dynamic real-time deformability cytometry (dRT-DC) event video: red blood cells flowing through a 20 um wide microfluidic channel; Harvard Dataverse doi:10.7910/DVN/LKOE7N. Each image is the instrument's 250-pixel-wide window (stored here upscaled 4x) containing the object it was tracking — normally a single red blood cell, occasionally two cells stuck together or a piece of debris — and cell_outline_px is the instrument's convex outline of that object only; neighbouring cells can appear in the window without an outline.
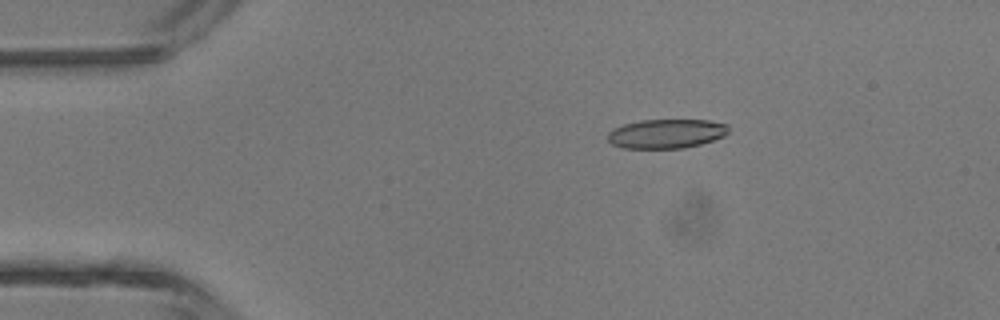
{"species": "common noctule bat (a hibernating species)", "species_latin": "Nyctalus noctula", "temperature_condition": "room temperature", "stored_images_in_passage": 42, "camera_frame_rate_fps": 3000, "um_per_image_px": 0.085, "animal": {"sex": "male", "body_mass_g": 13.3}, "frame": {"image": 1, "passage_image": 5, "time_ms": 1.333, "image_size_px": [1000, 320], "cell_outline_px": [[728, 132], [724, 136], [700, 144], [684, 148], [624, 148], [612, 144], [608, 140], [608, 132], [612, 128], [624, 124], [640, 120], [708, 120], [728, 124]], "centroid_in_image_um": [56.62, 11.36], "position_along_channel_um": 28.4, "area_um2": 20.58}}
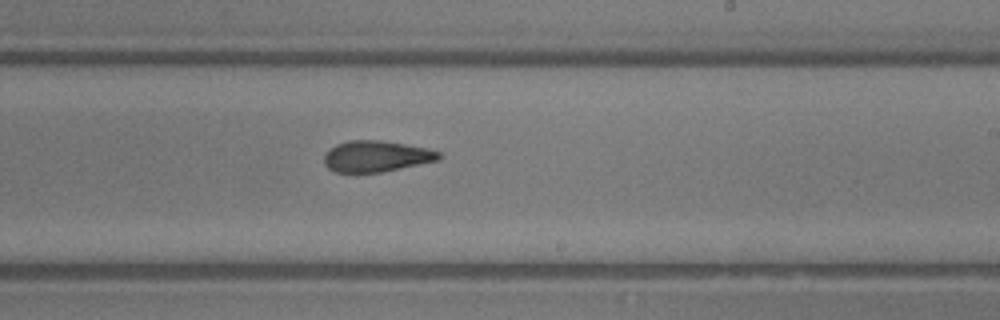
{"frame": {"image": 2, "passage_image": 24, "time_ms": 7.667, "image_size_px": [1000, 320], "cell_outline_px": [[440, 160], [380, 172], [336, 172], [328, 168], [324, 164], [324, 156], [336, 144], [348, 140], [380, 140], [428, 148], [440, 152]], "centroid_in_image_um": [31.99, 13.28], "position_along_channel_um": 257.0, "area_um2": 20.63}}
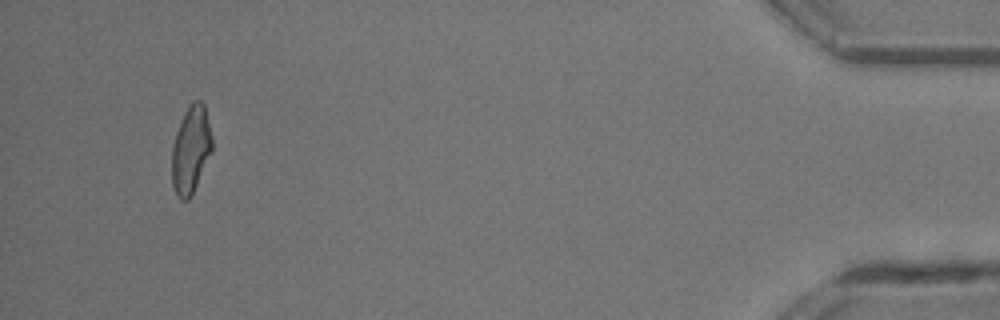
{"frame": {"image": 3, "passage_image": 40, "time_ms": 13.0, "image_size_px": [1000, 320], "cell_outline_px": [[212, 152], [188, 200], [180, 200], [176, 196], [172, 184], [172, 148], [176, 132], [184, 112], [188, 104], [192, 100], [200, 100], [204, 104], [212, 136]], "centroid_in_image_um": [16.21, 12.69], "position_along_channel_um": 419.0, "area_um2": 20.46}, "authors_computed_cell_mechanics": {"area_um2": 21.2126, "velocity_mm_per_s": 4.5252, "shape_relaxation_time_tau1_ms": null, "shape_relaxation_time_tau2_ms": 2.6996, "deformation_change_tau1": null, "deformation_change_tau2": 0.1225}}